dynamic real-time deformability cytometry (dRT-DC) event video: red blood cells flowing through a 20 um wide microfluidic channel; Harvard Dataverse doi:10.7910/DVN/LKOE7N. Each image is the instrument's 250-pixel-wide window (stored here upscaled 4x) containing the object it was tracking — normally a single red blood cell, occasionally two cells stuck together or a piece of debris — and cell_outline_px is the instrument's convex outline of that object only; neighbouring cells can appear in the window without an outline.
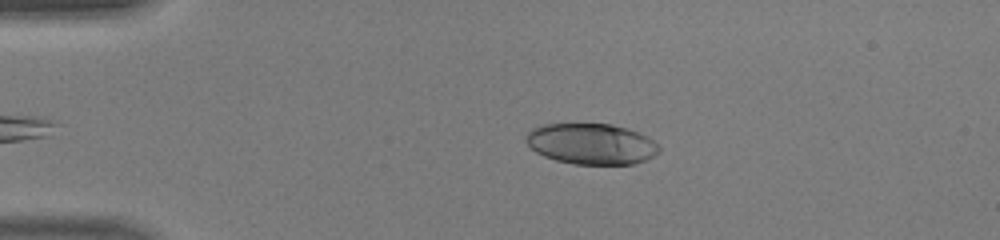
{"species": "human", "species_latin": "Homo sapiens", "temperature_condition": "warm", "stored_images_in_passage": 35, "camera_frame_rate_fps": 3000, "um_per_image_px": 0.085, "donor": {"sex": "male"}, "frame": {"image": 1, "passage_image": 5, "time_ms": 1.333, "image_size_px": [1000, 240], "cell_outline_px": [[660, 152], [644, 160], [632, 164], [576, 164], [556, 160], [544, 156], [536, 152], [524, 140], [524, 136], [532, 128], [544, 124], [612, 124], [628, 128], [652, 140], [660, 148]], "centroid_in_image_um": [50.22, 12.22], "position_along_channel_um": 34.8, "area_um2": 31.5}}
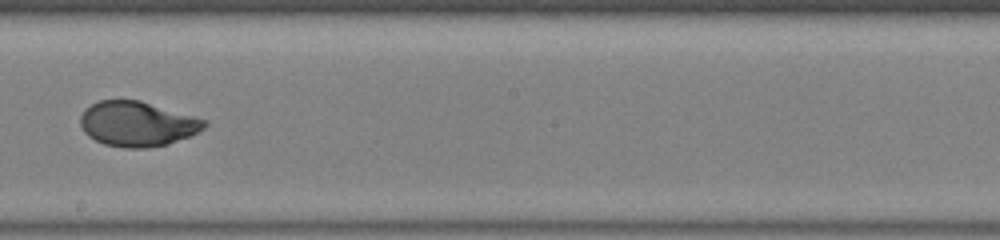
{"frame": {"image": 2, "passage_image": 22, "time_ms": 7.0, "image_size_px": [1000, 240], "cell_outline_px": [[208, 124], [204, 128], [188, 136], [168, 144], [144, 148], [124, 148], [104, 144], [88, 136], [84, 132], [80, 124], [80, 116], [92, 104], [100, 100], [140, 100], [196, 116], [208, 120]], "centroid_in_image_um": [11.69, 10.53], "position_along_channel_um": 236.5, "area_um2": 32.43}}
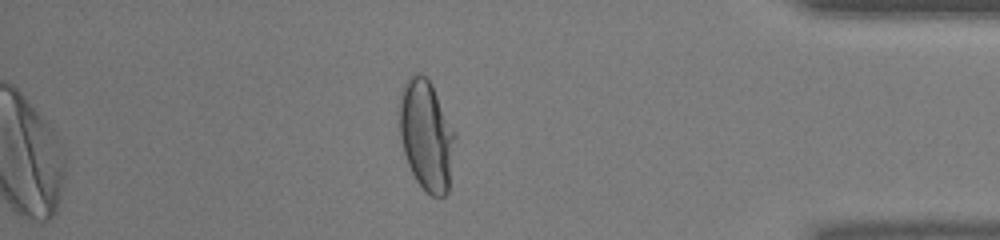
{"frame": {"image": 3, "passage_image": 35, "time_ms": 11.333, "image_size_px": [1000, 240], "cell_outline_px": [[456, 136], [448, 192], [444, 196], [432, 196], [416, 180], [408, 164], [404, 152], [400, 136], [396, 108], [400, 92], [408, 76], [412, 72], [420, 72], [428, 76], [456, 132]], "centroid_in_image_um": [36.21, 11.4], "position_along_channel_um": 399.0, "area_um2": 36.65}, "authors_computed_cell_mechanics": {"area_um2": 32.8304, "velocity_mm_per_s": 4.4855, "shape_relaxation_time_tau1_ms": 4.3872, "shape_relaxation_time_tau2_ms": null, "deformation_change_tau1": 0.2284, "deformation_change_tau2": null}}